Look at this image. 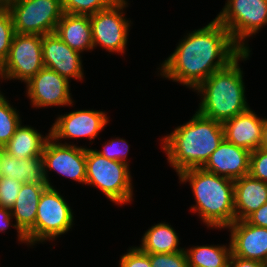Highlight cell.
Masks as SVG:
<instances>
[{"instance_id": "obj_1", "label": "cell", "mask_w": 267, "mask_h": 267, "mask_svg": "<svg viewBox=\"0 0 267 267\" xmlns=\"http://www.w3.org/2000/svg\"><path fill=\"white\" fill-rule=\"evenodd\" d=\"M187 35L162 63L160 74L193 89L242 52L216 18Z\"/></svg>"}, {"instance_id": "obj_2", "label": "cell", "mask_w": 267, "mask_h": 267, "mask_svg": "<svg viewBox=\"0 0 267 267\" xmlns=\"http://www.w3.org/2000/svg\"><path fill=\"white\" fill-rule=\"evenodd\" d=\"M224 140L221 122L193 115L187 123L163 137V150L177 174L189 168H201Z\"/></svg>"}, {"instance_id": "obj_3", "label": "cell", "mask_w": 267, "mask_h": 267, "mask_svg": "<svg viewBox=\"0 0 267 267\" xmlns=\"http://www.w3.org/2000/svg\"><path fill=\"white\" fill-rule=\"evenodd\" d=\"M249 55L250 50L242 51L226 67L215 71L195 88L203 96L197 112L223 123L249 109L243 72L238 64L240 59L247 60Z\"/></svg>"}, {"instance_id": "obj_4", "label": "cell", "mask_w": 267, "mask_h": 267, "mask_svg": "<svg viewBox=\"0 0 267 267\" xmlns=\"http://www.w3.org/2000/svg\"><path fill=\"white\" fill-rule=\"evenodd\" d=\"M181 182H189L200 218L208 227L227 228L235 221L234 180L203 170L189 168L179 174Z\"/></svg>"}, {"instance_id": "obj_5", "label": "cell", "mask_w": 267, "mask_h": 267, "mask_svg": "<svg viewBox=\"0 0 267 267\" xmlns=\"http://www.w3.org/2000/svg\"><path fill=\"white\" fill-rule=\"evenodd\" d=\"M86 184L101 189L116 204H126L133 198L129 165L107 159L96 150L86 148Z\"/></svg>"}, {"instance_id": "obj_6", "label": "cell", "mask_w": 267, "mask_h": 267, "mask_svg": "<svg viewBox=\"0 0 267 267\" xmlns=\"http://www.w3.org/2000/svg\"><path fill=\"white\" fill-rule=\"evenodd\" d=\"M216 19L242 51H249L245 39L267 25V0H227Z\"/></svg>"}, {"instance_id": "obj_7", "label": "cell", "mask_w": 267, "mask_h": 267, "mask_svg": "<svg viewBox=\"0 0 267 267\" xmlns=\"http://www.w3.org/2000/svg\"><path fill=\"white\" fill-rule=\"evenodd\" d=\"M73 220L70 206L54 187L48 186L41 194L34 227L25 235L27 244L54 240L71 229Z\"/></svg>"}, {"instance_id": "obj_8", "label": "cell", "mask_w": 267, "mask_h": 267, "mask_svg": "<svg viewBox=\"0 0 267 267\" xmlns=\"http://www.w3.org/2000/svg\"><path fill=\"white\" fill-rule=\"evenodd\" d=\"M8 10L15 33L41 36L54 33L64 13L61 0H21Z\"/></svg>"}, {"instance_id": "obj_9", "label": "cell", "mask_w": 267, "mask_h": 267, "mask_svg": "<svg viewBox=\"0 0 267 267\" xmlns=\"http://www.w3.org/2000/svg\"><path fill=\"white\" fill-rule=\"evenodd\" d=\"M42 68V36L15 33L8 56L0 66V78L27 83Z\"/></svg>"}, {"instance_id": "obj_10", "label": "cell", "mask_w": 267, "mask_h": 267, "mask_svg": "<svg viewBox=\"0 0 267 267\" xmlns=\"http://www.w3.org/2000/svg\"><path fill=\"white\" fill-rule=\"evenodd\" d=\"M126 5V0H118L111 7L89 16L93 48L99 44L109 52L125 53L131 26L129 20L123 17L122 10Z\"/></svg>"}, {"instance_id": "obj_11", "label": "cell", "mask_w": 267, "mask_h": 267, "mask_svg": "<svg viewBox=\"0 0 267 267\" xmlns=\"http://www.w3.org/2000/svg\"><path fill=\"white\" fill-rule=\"evenodd\" d=\"M42 158L44 175L49 187H53L47 177V169L57 171L64 177L86 184V148L71 144L56 143L49 138L45 144Z\"/></svg>"}, {"instance_id": "obj_12", "label": "cell", "mask_w": 267, "mask_h": 267, "mask_svg": "<svg viewBox=\"0 0 267 267\" xmlns=\"http://www.w3.org/2000/svg\"><path fill=\"white\" fill-rule=\"evenodd\" d=\"M27 95L34 107L72 105L69 80L57 72L42 68L27 83Z\"/></svg>"}, {"instance_id": "obj_13", "label": "cell", "mask_w": 267, "mask_h": 267, "mask_svg": "<svg viewBox=\"0 0 267 267\" xmlns=\"http://www.w3.org/2000/svg\"><path fill=\"white\" fill-rule=\"evenodd\" d=\"M108 117L103 111L79 110L61 115L53 123L50 137L55 141L66 138L88 137L95 139L107 125Z\"/></svg>"}, {"instance_id": "obj_14", "label": "cell", "mask_w": 267, "mask_h": 267, "mask_svg": "<svg viewBox=\"0 0 267 267\" xmlns=\"http://www.w3.org/2000/svg\"><path fill=\"white\" fill-rule=\"evenodd\" d=\"M44 67L57 72L66 79H83L80 53L70 48L56 34L42 36Z\"/></svg>"}, {"instance_id": "obj_15", "label": "cell", "mask_w": 267, "mask_h": 267, "mask_svg": "<svg viewBox=\"0 0 267 267\" xmlns=\"http://www.w3.org/2000/svg\"><path fill=\"white\" fill-rule=\"evenodd\" d=\"M230 229L231 253L237 257L267 261V228L249 224L246 220L234 221Z\"/></svg>"}, {"instance_id": "obj_16", "label": "cell", "mask_w": 267, "mask_h": 267, "mask_svg": "<svg viewBox=\"0 0 267 267\" xmlns=\"http://www.w3.org/2000/svg\"><path fill=\"white\" fill-rule=\"evenodd\" d=\"M250 155L249 150L224 139L201 168L207 172L236 180L249 174Z\"/></svg>"}, {"instance_id": "obj_17", "label": "cell", "mask_w": 267, "mask_h": 267, "mask_svg": "<svg viewBox=\"0 0 267 267\" xmlns=\"http://www.w3.org/2000/svg\"><path fill=\"white\" fill-rule=\"evenodd\" d=\"M263 119L250 108L222 123L224 139L252 152L260 148Z\"/></svg>"}, {"instance_id": "obj_18", "label": "cell", "mask_w": 267, "mask_h": 267, "mask_svg": "<svg viewBox=\"0 0 267 267\" xmlns=\"http://www.w3.org/2000/svg\"><path fill=\"white\" fill-rule=\"evenodd\" d=\"M48 184H22L17 200L11 208V214L16 219L12 225L17 229L19 241L27 242L25 235L34 227L37 208L43 191Z\"/></svg>"}, {"instance_id": "obj_19", "label": "cell", "mask_w": 267, "mask_h": 267, "mask_svg": "<svg viewBox=\"0 0 267 267\" xmlns=\"http://www.w3.org/2000/svg\"><path fill=\"white\" fill-rule=\"evenodd\" d=\"M267 202V183L245 175L234 180L235 221L245 220Z\"/></svg>"}, {"instance_id": "obj_20", "label": "cell", "mask_w": 267, "mask_h": 267, "mask_svg": "<svg viewBox=\"0 0 267 267\" xmlns=\"http://www.w3.org/2000/svg\"><path fill=\"white\" fill-rule=\"evenodd\" d=\"M55 34L73 50L82 53L93 49V37L89 15L63 13Z\"/></svg>"}, {"instance_id": "obj_21", "label": "cell", "mask_w": 267, "mask_h": 267, "mask_svg": "<svg viewBox=\"0 0 267 267\" xmlns=\"http://www.w3.org/2000/svg\"><path fill=\"white\" fill-rule=\"evenodd\" d=\"M1 173L2 176L16 179L22 184H47L42 156L17 159L4 152L1 158Z\"/></svg>"}, {"instance_id": "obj_22", "label": "cell", "mask_w": 267, "mask_h": 267, "mask_svg": "<svg viewBox=\"0 0 267 267\" xmlns=\"http://www.w3.org/2000/svg\"><path fill=\"white\" fill-rule=\"evenodd\" d=\"M50 138V132L46 137L30 126L17 127L15 134L4 146V151L17 159H27L42 156L45 144Z\"/></svg>"}, {"instance_id": "obj_23", "label": "cell", "mask_w": 267, "mask_h": 267, "mask_svg": "<svg viewBox=\"0 0 267 267\" xmlns=\"http://www.w3.org/2000/svg\"><path fill=\"white\" fill-rule=\"evenodd\" d=\"M141 244L138 248L146 254L176 253L184 250L178 248V235L171 225L166 223H158L147 230Z\"/></svg>"}, {"instance_id": "obj_24", "label": "cell", "mask_w": 267, "mask_h": 267, "mask_svg": "<svg viewBox=\"0 0 267 267\" xmlns=\"http://www.w3.org/2000/svg\"><path fill=\"white\" fill-rule=\"evenodd\" d=\"M217 246H195L185 249L189 267H228L231 255V244Z\"/></svg>"}, {"instance_id": "obj_25", "label": "cell", "mask_w": 267, "mask_h": 267, "mask_svg": "<svg viewBox=\"0 0 267 267\" xmlns=\"http://www.w3.org/2000/svg\"><path fill=\"white\" fill-rule=\"evenodd\" d=\"M20 117L0 92V146L4 147L21 124Z\"/></svg>"}, {"instance_id": "obj_26", "label": "cell", "mask_w": 267, "mask_h": 267, "mask_svg": "<svg viewBox=\"0 0 267 267\" xmlns=\"http://www.w3.org/2000/svg\"><path fill=\"white\" fill-rule=\"evenodd\" d=\"M118 0H61L64 13L92 15L111 7Z\"/></svg>"}, {"instance_id": "obj_27", "label": "cell", "mask_w": 267, "mask_h": 267, "mask_svg": "<svg viewBox=\"0 0 267 267\" xmlns=\"http://www.w3.org/2000/svg\"><path fill=\"white\" fill-rule=\"evenodd\" d=\"M14 34L13 19L10 11L0 8V66L8 56Z\"/></svg>"}, {"instance_id": "obj_28", "label": "cell", "mask_w": 267, "mask_h": 267, "mask_svg": "<svg viewBox=\"0 0 267 267\" xmlns=\"http://www.w3.org/2000/svg\"><path fill=\"white\" fill-rule=\"evenodd\" d=\"M21 186L22 183L18 180L2 176L0 179V207L11 210L17 200Z\"/></svg>"}, {"instance_id": "obj_29", "label": "cell", "mask_w": 267, "mask_h": 267, "mask_svg": "<svg viewBox=\"0 0 267 267\" xmlns=\"http://www.w3.org/2000/svg\"><path fill=\"white\" fill-rule=\"evenodd\" d=\"M152 267H189L185 250L176 253L149 254Z\"/></svg>"}, {"instance_id": "obj_30", "label": "cell", "mask_w": 267, "mask_h": 267, "mask_svg": "<svg viewBox=\"0 0 267 267\" xmlns=\"http://www.w3.org/2000/svg\"><path fill=\"white\" fill-rule=\"evenodd\" d=\"M249 175L267 183V150L258 148L251 152Z\"/></svg>"}, {"instance_id": "obj_31", "label": "cell", "mask_w": 267, "mask_h": 267, "mask_svg": "<svg viewBox=\"0 0 267 267\" xmlns=\"http://www.w3.org/2000/svg\"><path fill=\"white\" fill-rule=\"evenodd\" d=\"M127 143L128 142L122 138L113 139L104 145L103 150H96V152L107 159L121 161L128 164L126 157L129 151V145Z\"/></svg>"}, {"instance_id": "obj_32", "label": "cell", "mask_w": 267, "mask_h": 267, "mask_svg": "<svg viewBox=\"0 0 267 267\" xmlns=\"http://www.w3.org/2000/svg\"><path fill=\"white\" fill-rule=\"evenodd\" d=\"M120 259V267H152L149 254L142 252L138 247H132Z\"/></svg>"}, {"instance_id": "obj_33", "label": "cell", "mask_w": 267, "mask_h": 267, "mask_svg": "<svg viewBox=\"0 0 267 267\" xmlns=\"http://www.w3.org/2000/svg\"><path fill=\"white\" fill-rule=\"evenodd\" d=\"M249 224L267 228V202L245 219Z\"/></svg>"}, {"instance_id": "obj_34", "label": "cell", "mask_w": 267, "mask_h": 267, "mask_svg": "<svg viewBox=\"0 0 267 267\" xmlns=\"http://www.w3.org/2000/svg\"><path fill=\"white\" fill-rule=\"evenodd\" d=\"M228 267H265V264L259 261L237 257L231 253Z\"/></svg>"}, {"instance_id": "obj_35", "label": "cell", "mask_w": 267, "mask_h": 267, "mask_svg": "<svg viewBox=\"0 0 267 267\" xmlns=\"http://www.w3.org/2000/svg\"><path fill=\"white\" fill-rule=\"evenodd\" d=\"M11 210L7 208L0 207V232L5 231L10 225Z\"/></svg>"}, {"instance_id": "obj_36", "label": "cell", "mask_w": 267, "mask_h": 267, "mask_svg": "<svg viewBox=\"0 0 267 267\" xmlns=\"http://www.w3.org/2000/svg\"><path fill=\"white\" fill-rule=\"evenodd\" d=\"M260 148L267 150V119L263 118Z\"/></svg>"}, {"instance_id": "obj_37", "label": "cell", "mask_w": 267, "mask_h": 267, "mask_svg": "<svg viewBox=\"0 0 267 267\" xmlns=\"http://www.w3.org/2000/svg\"><path fill=\"white\" fill-rule=\"evenodd\" d=\"M21 0H0V8L8 9L11 5Z\"/></svg>"}, {"instance_id": "obj_38", "label": "cell", "mask_w": 267, "mask_h": 267, "mask_svg": "<svg viewBox=\"0 0 267 267\" xmlns=\"http://www.w3.org/2000/svg\"><path fill=\"white\" fill-rule=\"evenodd\" d=\"M4 147H1L0 146V179L2 178V173H1V158L3 156V153H4Z\"/></svg>"}]
</instances>
